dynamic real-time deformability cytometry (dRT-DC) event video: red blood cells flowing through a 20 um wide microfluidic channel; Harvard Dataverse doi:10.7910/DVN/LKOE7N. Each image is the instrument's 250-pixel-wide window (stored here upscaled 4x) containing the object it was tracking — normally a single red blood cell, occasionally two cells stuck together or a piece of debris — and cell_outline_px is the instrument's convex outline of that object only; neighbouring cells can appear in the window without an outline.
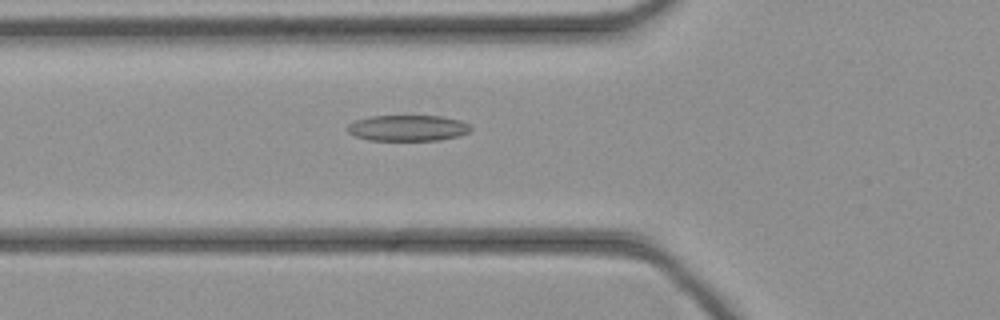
{"species": "common noctule bat (a hibernating species)", "species_latin": "Nyctalus noctula", "temperature_condition": "cold", "stored_images_in_passage": 27, "camera_frame_rate_fps": 3000, "um_per_image_px": 0.085, "animal": {"sex": "female", "body_mass_g": 21.9}, "frame": {"image": 1, "passage_image": 3, "time_ms": 0.667, "image_size_px": [1000, 320], "cell_outline_px": [[472, 128], [468, 132], [460, 136], [440, 140], [368, 140], [356, 136], [348, 132], [348, 124], [356, 120], [372, 116], [440, 116], [460, 120], [468, 124]], "centroid_in_image_um": [34.68, 10.88], "position_along_channel_um": 91.1, "area_um2": 18.55}}
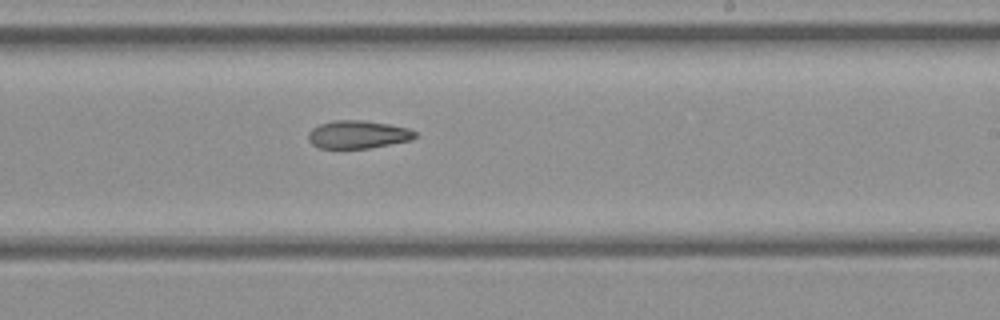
{"frame": {"image": 2, "passage_image": 14, "time_ms": 4.333, "image_size_px": [1000, 320], "cell_outline_px": [[416, 136], [412, 140], [368, 148], [320, 148], [312, 144], [308, 140], [308, 132], [312, 128], [320, 124], [332, 120], [360, 120], [388, 124], [408, 128], [416, 132]], "centroid_in_image_um": [30.4, 11.43], "position_along_channel_um": 258.6, "area_um2": 17.34}}
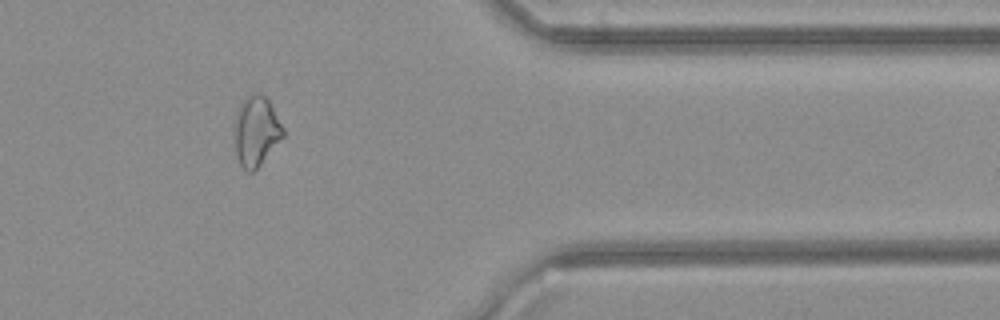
{"frame": {"image": 3, "passage_image": 24, "time_ms": 7.667, "image_size_px": [1000, 320], "cell_outline_px": [[284, 136], [260, 164], [252, 172], [248, 172], [240, 164], [236, 152], [236, 108], [252, 92], [260, 92], [268, 100], [284, 128]], "centroid_in_image_um": [21.79, 11.11], "position_along_channel_um": 389.6, "area_um2": 19.36}}